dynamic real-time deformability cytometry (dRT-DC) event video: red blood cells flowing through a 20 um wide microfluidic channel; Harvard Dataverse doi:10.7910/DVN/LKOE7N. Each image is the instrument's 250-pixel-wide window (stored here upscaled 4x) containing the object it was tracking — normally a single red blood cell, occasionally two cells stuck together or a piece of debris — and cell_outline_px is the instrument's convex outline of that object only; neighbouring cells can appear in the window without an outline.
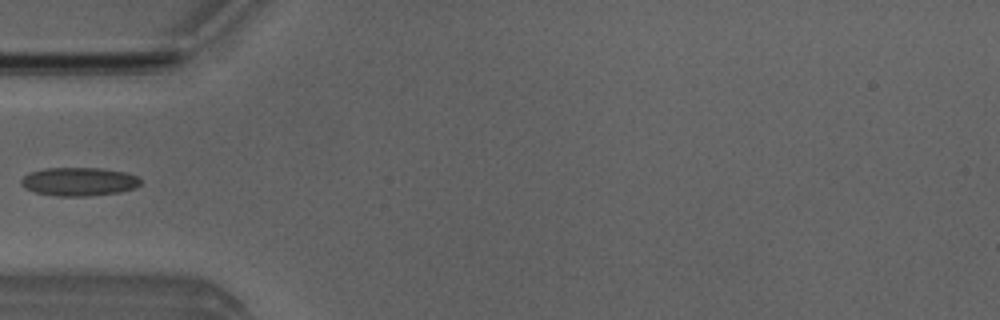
{"species": "Egyptian fruit bat (a non-hibernating species)", "species_latin": "Rousettus aegyptiacus", "temperature_condition": "room temperature", "stored_images_in_passage": 19, "camera_frame_rate_fps": 3000, "um_per_image_px": 0.085, "animal": {"sex": "male"}, "frame": {"image": 1, "passage_image": 1, "time_ms": 0.0, "image_size_px": [1000, 320], "cell_outline_px": [[140, 184], [136, 188], [120, 192], [88, 196], [56, 196], [36, 192], [24, 188], [20, 184], [20, 180], [28, 172], [44, 168], [100, 168], [124, 172], [136, 176], [140, 180]], "centroid_in_image_um": [6.68, 15.44], "position_along_channel_um": 78.3, "area_um2": 19.88}}
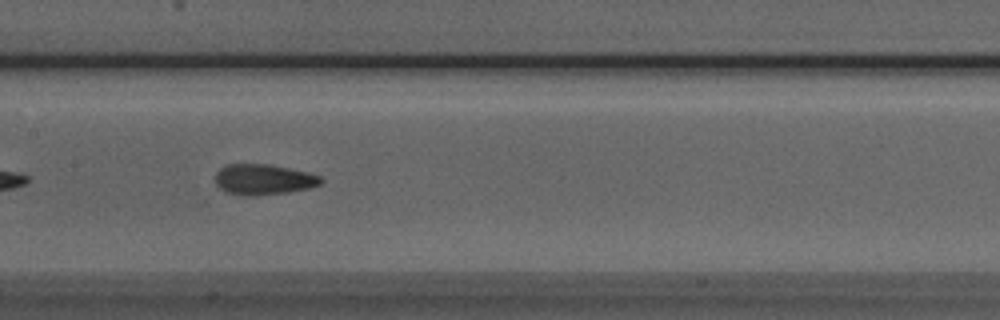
{"frame": {"image": 2, "passage_image": 9, "time_ms": 2.667, "image_size_px": [1000, 320], "cell_outline_px": [[324, 180], [320, 184], [308, 188], [288, 192], [256, 196], [244, 196], [224, 192], [216, 184], [216, 172], [220, 168], [228, 164], [268, 164], [308, 172], [320, 176]], "centroid_in_image_um": [22.38, 15.26], "position_along_channel_um": 185.0, "area_um2": 18.9}}